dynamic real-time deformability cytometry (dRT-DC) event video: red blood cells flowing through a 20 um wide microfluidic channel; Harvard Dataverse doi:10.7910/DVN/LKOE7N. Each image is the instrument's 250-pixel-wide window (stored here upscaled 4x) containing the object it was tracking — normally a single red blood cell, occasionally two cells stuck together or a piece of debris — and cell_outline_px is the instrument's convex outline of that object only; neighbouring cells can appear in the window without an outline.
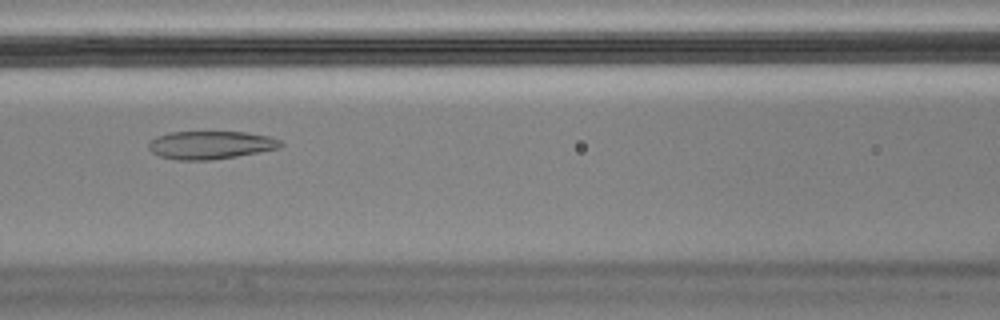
{"species": "Egyptian fruit bat (a non-hibernating species)", "species_latin": "Rousettus aegyptiacus", "temperature_condition": "cold", "stored_images_in_passage": 6, "camera_frame_rate_fps": 3000, "um_per_image_px": 0.085, "animal": {"sex": "male"}, "frame": {"image": 1, "passage_image": 3, "time_ms": 0.667, "image_size_px": [1000, 320], "cell_outline_px": [[284, 144], [280, 148], [236, 156], [212, 160], [176, 160], [160, 156], [152, 152], [148, 148], [148, 144], [156, 136], [168, 132], [244, 132], [268, 136], [280, 140]], "centroid_in_image_um": [17.88, 12.32], "position_along_channel_um": 148.7, "area_um2": 21.56}}